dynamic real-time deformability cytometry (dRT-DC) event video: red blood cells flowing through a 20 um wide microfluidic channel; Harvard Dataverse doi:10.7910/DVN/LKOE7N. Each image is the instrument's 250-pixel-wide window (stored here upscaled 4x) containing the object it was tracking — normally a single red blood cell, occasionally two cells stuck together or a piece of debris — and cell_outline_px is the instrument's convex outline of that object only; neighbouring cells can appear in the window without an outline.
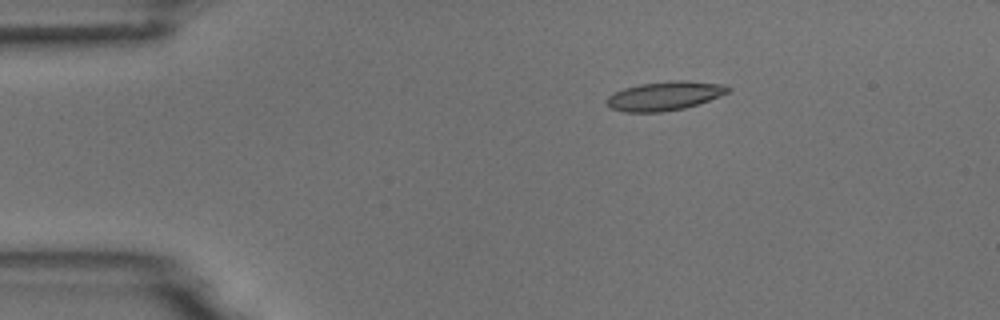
{"species": "common noctule bat (a hibernating species)", "species_latin": "Nyctalus noctula", "temperature_condition": "room temperature", "stored_images_in_passage": 6, "camera_frame_rate_fps": 3000, "um_per_image_px": 0.085, "animal": {"sex": "male", "body_mass_g": 18.8}, "frame": {"image": 1, "passage_image": 3, "time_ms": 2.333, "image_size_px": [1000, 320], "cell_outline_px": [[732, 88], [728, 92], [708, 100], [684, 108], [660, 112], [624, 112], [612, 108], [608, 104], [608, 96], [624, 88], [640, 84], [668, 80], [684, 80], [724, 84]], "centroid_in_image_um": [56.51, 8.14], "position_along_channel_um": 28.5, "area_um2": 20.23}}
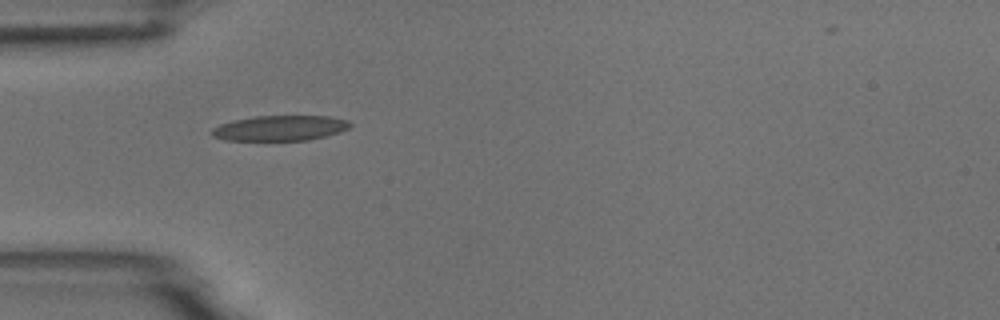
{"frame": {"image": 2, "passage_image": 5, "time_ms": 4.667, "image_size_px": [1000, 320], "cell_outline_px": [[352, 124], [348, 128], [340, 132], [308, 140], [224, 140], [212, 136], [208, 132], [212, 128], [220, 124], [236, 120], [256, 116], [328, 116], [348, 120]], "centroid_in_image_um": [23.78, 10.89], "position_along_channel_um": 61.2, "area_um2": 20.29}}